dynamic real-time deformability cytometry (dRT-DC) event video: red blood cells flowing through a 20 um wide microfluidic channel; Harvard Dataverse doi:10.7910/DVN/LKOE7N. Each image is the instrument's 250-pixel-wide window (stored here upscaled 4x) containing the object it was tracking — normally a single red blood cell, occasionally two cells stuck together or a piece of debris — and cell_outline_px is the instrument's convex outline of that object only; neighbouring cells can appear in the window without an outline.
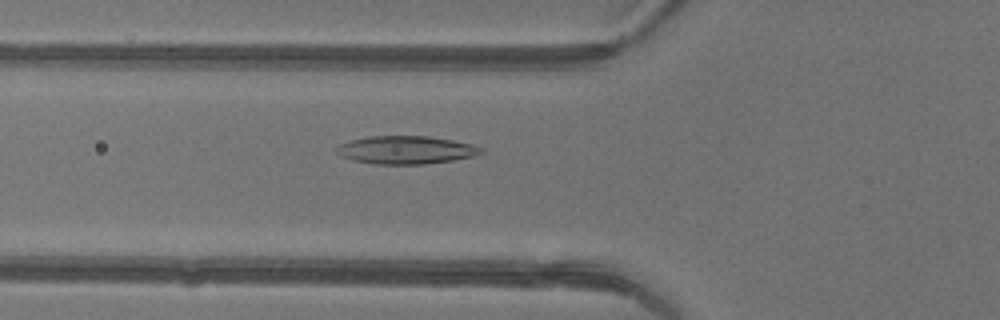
{"species": "common noctule bat (a hibernating species)", "species_latin": "Nyctalus noctula", "temperature_condition": "warm", "stored_images_in_passage": 37, "camera_frame_rate_fps": 3000, "um_per_image_px": 0.085, "animal": {"sex": "female"}, "frame": {"image": 1, "passage_image": 7, "time_ms": 2.0, "image_size_px": [1000, 320], "cell_outline_px": [[484, 152], [472, 156], [452, 160], [424, 164], [372, 164], [352, 160], [340, 156], [336, 152], [336, 148], [340, 144], [352, 140], [368, 136], [428, 136], [452, 140], [472, 144], [484, 148]], "centroid_in_image_um": [34.49, 12.74], "position_along_channel_um": 91.3, "area_um2": 23.58}}
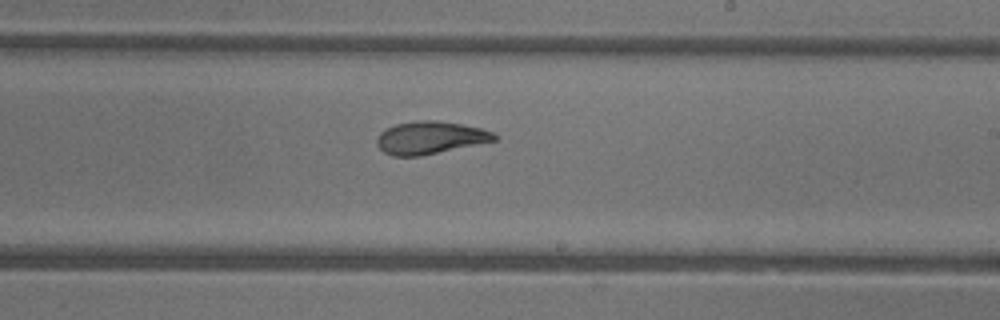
{"frame": {"image": 2, "passage_image": 18, "time_ms": 5.667, "image_size_px": [1000, 320], "cell_outline_px": [[496, 140], [420, 156], [392, 156], [384, 152], [376, 144], [376, 140], [380, 132], [396, 124], [416, 120], [436, 120], [460, 124], [480, 128], [492, 132], [496, 136]], "centroid_in_image_um": [36.52, 11.7], "position_along_channel_um": 252.5, "area_um2": 22.08}}
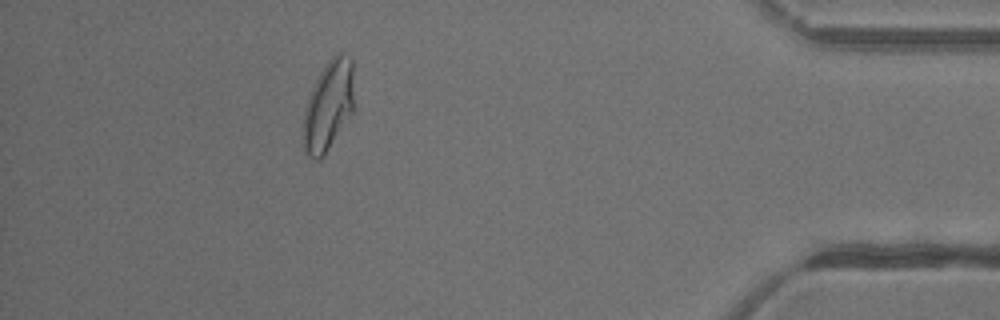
{"frame": {"image": 3, "passage_image": 32, "time_ms": 10.333, "image_size_px": [1000, 320], "cell_outline_px": [[352, 108], [324, 156], [320, 160], [316, 160], [308, 156], [304, 148], [304, 112], [312, 88], [320, 72], [328, 60], [336, 52], [344, 52], [352, 56]], "centroid_in_image_um": [27.9, 8.92], "position_along_channel_um": 407.3, "area_um2": 25.84}, "authors_computed_cell_mechanics": {"area_um2": 23.409, "velocity_mm_per_s": 4.3842, "shape_relaxation_time_tau1_ms": 6.6747, "shape_relaxation_time_tau2_ms": 1.5604, "deformation_change_tau1": 0.2056, "deformation_change_tau2": 0.0733}}